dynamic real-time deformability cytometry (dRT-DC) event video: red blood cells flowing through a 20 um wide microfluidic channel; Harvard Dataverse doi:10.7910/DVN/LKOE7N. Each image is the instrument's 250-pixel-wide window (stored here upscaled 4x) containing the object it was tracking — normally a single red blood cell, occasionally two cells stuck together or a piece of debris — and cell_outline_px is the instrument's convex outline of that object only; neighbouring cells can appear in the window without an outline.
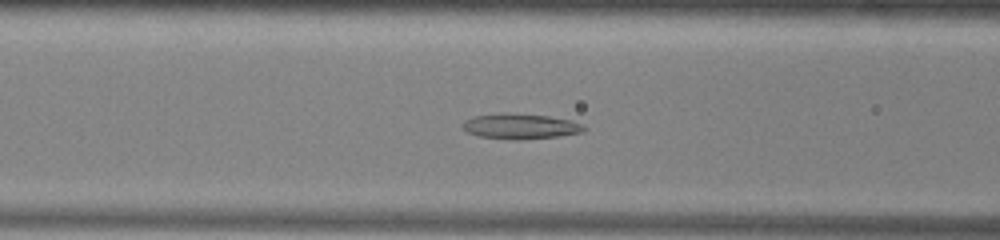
{"species": "common noctule bat (a hibernating species)", "species_latin": "Nyctalus noctula", "temperature_condition": "warm", "stored_images_in_passage": 41, "camera_frame_rate_fps": 3000, "um_per_image_px": 0.085, "animal": {"sex": "male", "body_mass_g": 13.0, "forearm_length_mm": 53.1}, "frame": {"image": 1, "passage_image": 9, "time_ms": 2.667, "image_size_px": [1000, 240], "cell_outline_px": [[588, 128], [580, 132], [560, 136], [520, 140], [516, 140], [480, 136], [468, 132], [460, 128], [460, 124], [464, 120], [472, 116], [504, 112], [508, 112], [548, 116], [572, 120], [584, 124]], "centroid_in_image_um": [44.21, 10.72], "position_along_channel_um": 122.4, "area_um2": 18.26}}
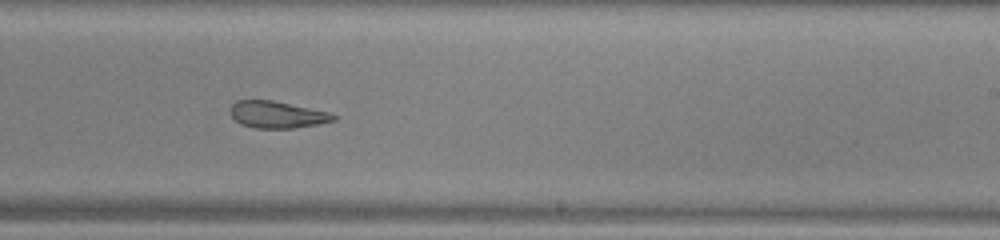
{"frame": {"image": 2, "passage_image": 20, "time_ms": 6.333, "image_size_px": [1000, 240], "cell_outline_px": [[336, 120], [316, 124], [292, 128], [256, 128], [240, 124], [228, 112], [228, 108], [236, 100], [272, 100], [328, 112], [336, 116]], "centroid_in_image_um": [23.48, 9.73], "position_along_channel_um": 265.5, "area_um2": 16.07}}
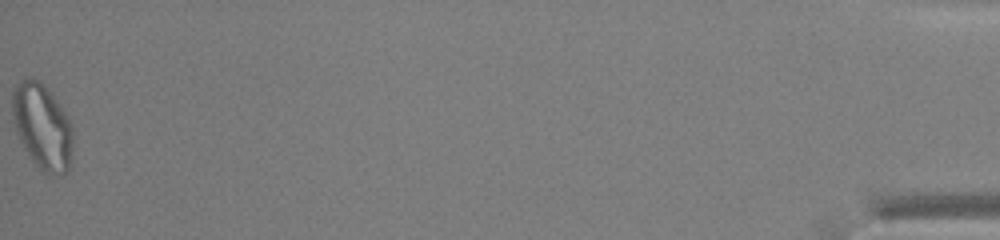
{"frame": {"image": 3, "passage_image": 41, "time_ms": 13.333, "image_size_px": [1000, 240], "cell_outline_px": [[72, 144], [68, 168], [64, 176], [48, 176], [32, 160], [20, 140], [16, 132], [12, 116], [12, 88], [20, 80], [28, 76], [32, 76], [60, 104], [68, 116], [72, 124]], "centroid_in_image_um": [3.58, 10.77], "position_along_channel_um": 431.6, "area_um2": 30.17}, "authors_computed_cell_mechanics": {"area_um2": 19.652, "velocity_mm_per_s": 3.9122, "shape_relaxation_time_tau1_ms": null, "shape_relaxation_time_tau2_ms": 4.702, "deformation_change_tau1": null, "deformation_change_tau2": 0.1466}}